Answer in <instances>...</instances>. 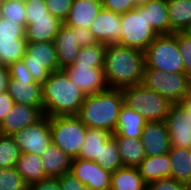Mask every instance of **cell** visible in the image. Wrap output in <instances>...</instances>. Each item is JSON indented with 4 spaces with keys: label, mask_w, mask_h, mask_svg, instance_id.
Wrapping results in <instances>:
<instances>
[{
    "label": "cell",
    "mask_w": 191,
    "mask_h": 190,
    "mask_svg": "<svg viewBox=\"0 0 191 190\" xmlns=\"http://www.w3.org/2000/svg\"><path fill=\"white\" fill-rule=\"evenodd\" d=\"M145 66L144 52L120 44L107 45L104 71L109 88L141 84Z\"/></svg>",
    "instance_id": "1"
},
{
    "label": "cell",
    "mask_w": 191,
    "mask_h": 190,
    "mask_svg": "<svg viewBox=\"0 0 191 190\" xmlns=\"http://www.w3.org/2000/svg\"><path fill=\"white\" fill-rule=\"evenodd\" d=\"M86 94L74 85L63 70L53 72L42 84L44 115H78Z\"/></svg>",
    "instance_id": "2"
},
{
    "label": "cell",
    "mask_w": 191,
    "mask_h": 190,
    "mask_svg": "<svg viewBox=\"0 0 191 190\" xmlns=\"http://www.w3.org/2000/svg\"><path fill=\"white\" fill-rule=\"evenodd\" d=\"M123 104L122 89L108 88L86 95L77 116L87 128H100L114 134Z\"/></svg>",
    "instance_id": "3"
},
{
    "label": "cell",
    "mask_w": 191,
    "mask_h": 190,
    "mask_svg": "<svg viewBox=\"0 0 191 190\" xmlns=\"http://www.w3.org/2000/svg\"><path fill=\"white\" fill-rule=\"evenodd\" d=\"M123 103L148 121H165L173 103L152 89L139 84L122 89Z\"/></svg>",
    "instance_id": "4"
},
{
    "label": "cell",
    "mask_w": 191,
    "mask_h": 190,
    "mask_svg": "<svg viewBox=\"0 0 191 190\" xmlns=\"http://www.w3.org/2000/svg\"><path fill=\"white\" fill-rule=\"evenodd\" d=\"M144 53L145 68L158 69L165 73L185 72L178 47V32L158 35Z\"/></svg>",
    "instance_id": "5"
},
{
    "label": "cell",
    "mask_w": 191,
    "mask_h": 190,
    "mask_svg": "<svg viewBox=\"0 0 191 190\" xmlns=\"http://www.w3.org/2000/svg\"><path fill=\"white\" fill-rule=\"evenodd\" d=\"M158 35L152 23H149L147 11L142 6H136L121 14L120 45L145 52Z\"/></svg>",
    "instance_id": "6"
},
{
    "label": "cell",
    "mask_w": 191,
    "mask_h": 190,
    "mask_svg": "<svg viewBox=\"0 0 191 190\" xmlns=\"http://www.w3.org/2000/svg\"><path fill=\"white\" fill-rule=\"evenodd\" d=\"M52 142L70 158H77L87 133V127L77 115L50 117Z\"/></svg>",
    "instance_id": "7"
},
{
    "label": "cell",
    "mask_w": 191,
    "mask_h": 190,
    "mask_svg": "<svg viewBox=\"0 0 191 190\" xmlns=\"http://www.w3.org/2000/svg\"><path fill=\"white\" fill-rule=\"evenodd\" d=\"M141 84L173 104H179L191 90V78L185 72L165 73L153 68H145Z\"/></svg>",
    "instance_id": "8"
},
{
    "label": "cell",
    "mask_w": 191,
    "mask_h": 190,
    "mask_svg": "<svg viewBox=\"0 0 191 190\" xmlns=\"http://www.w3.org/2000/svg\"><path fill=\"white\" fill-rule=\"evenodd\" d=\"M22 60L34 80L41 85L51 73L60 70L53 42H27Z\"/></svg>",
    "instance_id": "9"
},
{
    "label": "cell",
    "mask_w": 191,
    "mask_h": 190,
    "mask_svg": "<svg viewBox=\"0 0 191 190\" xmlns=\"http://www.w3.org/2000/svg\"><path fill=\"white\" fill-rule=\"evenodd\" d=\"M21 153L42 155L52 142L50 117L44 115L39 121L28 125L12 135Z\"/></svg>",
    "instance_id": "10"
},
{
    "label": "cell",
    "mask_w": 191,
    "mask_h": 190,
    "mask_svg": "<svg viewBox=\"0 0 191 190\" xmlns=\"http://www.w3.org/2000/svg\"><path fill=\"white\" fill-rule=\"evenodd\" d=\"M62 70L86 95L97 94L109 88L104 67L70 65Z\"/></svg>",
    "instance_id": "11"
},
{
    "label": "cell",
    "mask_w": 191,
    "mask_h": 190,
    "mask_svg": "<svg viewBox=\"0 0 191 190\" xmlns=\"http://www.w3.org/2000/svg\"><path fill=\"white\" fill-rule=\"evenodd\" d=\"M70 172L92 190H111L112 173L95 161L72 159Z\"/></svg>",
    "instance_id": "12"
},
{
    "label": "cell",
    "mask_w": 191,
    "mask_h": 190,
    "mask_svg": "<svg viewBox=\"0 0 191 190\" xmlns=\"http://www.w3.org/2000/svg\"><path fill=\"white\" fill-rule=\"evenodd\" d=\"M171 147L191 148V117L179 104H173L165 119Z\"/></svg>",
    "instance_id": "13"
},
{
    "label": "cell",
    "mask_w": 191,
    "mask_h": 190,
    "mask_svg": "<svg viewBox=\"0 0 191 190\" xmlns=\"http://www.w3.org/2000/svg\"><path fill=\"white\" fill-rule=\"evenodd\" d=\"M89 29L98 43L119 44L121 39V14L102 7Z\"/></svg>",
    "instance_id": "14"
},
{
    "label": "cell",
    "mask_w": 191,
    "mask_h": 190,
    "mask_svg": "<svg viewBox=\"0 0 191 190\" xmlns=\"http://www.w3.org/2000/svg\"><path fill=\"white\" fill-rule=\"evenodd\" d=\"M43 116V107L14 104L0 125V134L12 136Z\"/></svg>",
    "instance_id": "15"
},
{
    "label": "cell",
    "mask_w": 191,
    "mask_h": 190,
    "mask_svg": "<svg viewBox=\"0 0 191 190\" xmlns=\"http://www.w3.org/2000/svg\"><path fill=\"white\" fill-rule=\"evenodd\" d=\"M141 141L146 156L167 154L171 150L170 135L165 121L147 122L143 128Z\"/></svg>",
    "instance_id": "16"
},
{
    "label": "cell",
    "mask_w": 191,
    "mask_h": 190,
    "mask_svg": "<svg viewBox=\"0 0 191 190\" xmlns=\"http://www.w3.org/2000/svg\"><path fill=\"white\" fill-rule=\"evenodd\" d=\"M53 43L60 70L72 65L81 48L78 32L63 24L55 36Z\"/></svg>",
    "instance_id": "17"
},
{
    "label": "cell",
    "mask_w": 191,
    "mask_h": 190,
    "mask_svg": "<svg viewBox=\"0 0 191 190\" xmlns=\"http://www.w3.org/2000/svg\"><path fill=\"white\" fill-rule=\"evenodd\" d=\"M7 92L15 104L43 107L42 85L34 79H9Z\"/></svg>",
    "instance_id": "18"
},
{
    "label": "cell",
    "mask_w": 191,
    "mask_h": 190,
    "mask_svg": "<svg viewBox=\"0 0 191 190\" xmlns=\"http://www.w3.org/2000/svg\"><path fill=\"white\" fill-rule=\"evenodd\" d=\"M63 22L56 17L26 18L27 42H53Z\"/></svg>",
    "instance_id": "19"
},
{
    "label": "cell",
    "mask_w": 191,
    "mask_h": 190,
    "mask_svg": "<svg viewBox=\"0 0 191 190\" xmlns=\"http://www.w3.org/2000/svg\"><path fill=\"white\" fill-rule=\"evenodd\" d=\"M102 7L101 0H74L63 24L68 27L90 28Z\"/></svg>",
    "instance_id": "20"
},
{
    "label": "cell",
    "mask_w": 191,
    "mask_h": 190,
    "mask_svg": "<svg viewBox=\"0 0 191 190\" xmlns=\"http://www.w3.org/2000/svg\"><path fill=\"white\" fill-rule=\"evenodd\" d=\"M41 162L46 177H59L70 172L72 158L51 142L41 155Z\"/></svg>",
    "instance_id": "21"
},
{
    "label": "cell",
    "mask_w": 191,
    "mask_h": 190,
    "mask_svg": "<svg viewBox=\"0 0 191 190\" xmlns=\"http://www.w3.org/2000/svg\"><path fill=\"white\" fill-rule=\"evenodd\" d=\"M147 122L139 112L123 104L119 111L114 134L139 139Z\"/></svg>",
    "instance_id": "22"
},
{
    "label": "cell",
    "mask_w": 191,
    "mask_h": 190,
    "mask_svg": "<svg viewBox=\"0 0 191 190\" xmlns=\"http://www.w3.org/2000/svg\"><path fill=\"white\" fill-rule=\"evenodd\" d=\"M171 162L169 154L156 156H146V158L137 167L143 181L150 182L163 178H170Z\"/></svg>",
    "instance_id": "23"
},
{
    "label": "cell",
    "mask_w": 191,
    "mask_h": 190,
    "mask_svg": "<svg viewBox=\"0 0 191 190\" xmlns=\"http://www.w3.org/2000/svg\"><path fill=\"white\" fill-rule=\"evenodd\" d=\"M112 136L118 144L120 157L124 167H138L146 158L141 138L135 139L122 137L118 134H112Z\"/></svg>",
    "instance_id": "24"
},
{
    "label": "cell",
    "mask_w": 191,
    "mask_h": 190,
    "mask_svg": "<svg viewBox=\"0 0 191 190\" xmlns=\"http://www.w3.org/2000/svg\"><path fill=\"white\" fill-rule=\"evenodd\" d=\"M141 6L147 11L148 21L159 35L172 34L167 0H148Z\"/></svg>",
    "instance_id": "25"
},
{
    "label": "cell",
    "mask_w": 191,
    "mask_h": 190,
    "mask_svg": "<svg viewBox=\"0 0 191 190\" xmlns=\"http://www.w3.org/2000/svg\"><path fill=\"white\" fill-rule=\"evenodd\" d=\"M171 162L170 178L191 186V158L189 149L171 147L169 151Z\"/></svg>",
    "instance_id": "26"
},
{
    "label": "cell",
    "mask_w": 191,
    "mask_h": 190,
    "mask_svg": "<svg viewBox=\"0 0 191 190\" xmlns=\"http://www.w3.org/2000/svg\"><path fill=\"white\" fill-rule=\"evenodd\" d=\"M15 168L28 186L47 178L37 154L21 153Z\"/></svg>",
    "instance_id": "27"
},
{
    "label": "cell",
    "mask_w": 191,
    "mask_h": 190,
    "mask_svg": "<svg viewBox=\"0 0 191 190\" xmlns=\"http://www.w3.org/2000/svg\"><path fill=\"white\" fill-rule=\"evenodd\" d=\"M112 136L107 130L100 128H87L84 144L77 158L96 161L100 158L102 145Z\"/></svg>",
    "instance_id": "28"
},
{
    "label": "cell",
    "mask_w": 191,
    "mask_h": 190,
    "mask_svg": "<svg viewBox=\"0 0 191 190\" xmlns=\"http://www.w3.org/2000/svg\"><path fill=\"white\" fill-rule=\"evenodd\" d=\"M111 190H146L137 167H121L112 173Z\"/></svg>",
    "instance_id": "29"
},
{
    "label": "cell",
    "mask_w": 191,
    "mask_h": 190,
    "mask_svg": "<svg viewBox=\"0 0 191 190\" xmlns=\"http://www.w3.org/2000/svg\"><path fill=\"white\" fill-rule=\"evenodd\" d=\"M172 34L183 32L191 25V0H167Z\"/></svg>",
    "instance_id": "30"
},
{
    "label": "cell",
    "mask_w": 191,
    "mask_h": 190,
    "mask_svg": "<svg viewBox=\"0 0 191 190\" xmlns=\"http://www.w3.org/2000/svg\"><path fill=\"white\" fill-rule=\"evenodd\" d=\"M26 38H0V64L10 66L26 53Z\"/></svg>",
    "instance_id": "31"
},
{
    "label": "cell",
    "mask_w": 191,
    "mask_h": 190,
    "mask_svg": "<svg viewBox=\"0 0 191 190\" xmlns=\"http://www.w3.org/2000/svg\"><path fill=\"white\" fill-rule=\"evenodd\" d=\"M106 44L97 43L81 47L72 66L104 67Z\"/></svg>",
    "instance_id": "32"
},
{
    "label": "cell",
    "mask_w": 191,
    "mask_h": 190,
    "mask_svg": "<svg viewBox=\"0 0 191 190\" xmlns=\"http://www.w3.org/2000/svg\"><path fill=\"white\" fill-rule=\"evenodd\" d=\"M95 162L111 173L123 167L119 147L113 136L102 145L100 158H97Z\"/></svg>",
    "instance_id": "33"
},
{
    "label": "cell",
    "mask_w": 191,
    "mask_h": 190,
    "mask_svg": "<svg viewBox=\"0 0 191 190\" xmlns=\"http://www.w3.org/2000/svg\"><path fill=\"white\" fill-rule=\"evenodd\" d=\"M21 155L12 136L0 134V168L15 167Z\"/></svg>",
    "instance_id": "34"
},
{
    "label": "cell",
    "mask_w": 191,
    "mask_h": 190,
    "mask_svg": "<svg viewBox=\"0 0 191 190\" xmlns=\"http://www.w3.org/2000/svg\"><path fill=\"white\" fill-rule=\"evenodd\" d=\"M25 3L18 0H0V17L26 28Z\"/></svg>",
    "instance_id": "35"
},
{
    "label": "cell",
    "mask_w": 191,
    "mask_h": 190,
    "mask_svg": "<svg viewBox=\"0 0 191 190\" xmlns=\"http://www.w3.org/2000/svg\"><path fill=\"white\" fill-rule=\"evenodd\" d=\"M28 185L15 167L0 168V190H25Z\"/></svg>",
    "instance_id": "36"
},
{
    "label": "cell",
    "mask_w": 191,
    "mask_h": 190,
    "mask_svg": "<svg viewBox=\"0 0 191 190\" xmlns=\"http://www.w3.org/2000/svg\"><path fill=\"white\" fill-rule=\"evenodd\" d=\"M48 11L62 22L68 16L74 0H45Z\"/></svg>",
    "instance_id": "37"
},
{
    "label": "cell",
    "mask_w": 191,
    "mask_h": 190,
    "mask_svg": "<svg viewBox=\"0 0 191 190\" xmlns=\"http://www.w3.org/2000/svg\"><path fill=\"white\" fill-rule=\"evenodd\" d=\"M0 38H25V28L0 17Z\"/></svg>",
    "instance_id": "38"
},
{
    "label": "cell",
    "mask_w": 191,
    "mask_h": 190,
    "mask_svg": "<svg viewBox=\"0 0 191 190\" xmlns=\"http://www.w3.org/2000/svg\"><path fill=\"white\" fill-rule=\"evenodd\" d=\"M26 18L54 17L47 9L45 0H27Z\"/></svg>",
    "instance_id": "39"
},
{
    "label": "cell",
    "mask_w": 191,
    "mask_h": 190,
    "mask_svg": "<svg viewBox=\"0 0 191 190\" xmlns=\"http://www.w3.org/2000/svg\"><path fill=\"white\" fill-rule=\"evenodd\" d=\"M178 47L180 54L183 57L185 73L191 78V38L183 32H178Z\"/></svg>",
    "instance_id": "40"
},
{
    "label": "cell",
    "mask_w": 191,
    "mask_h": 190,
    "mask_svg": "<svg viewBox=\"0 0 191 190\" xmlns=\"http://www.w3.org/2000/svg\"><path fill=\"white\" fill-rule=\"evenodd\" d=\"M146 190H189V186L173 178H163L146 184Z\"/></svg>",
    "instance_id": "41"
},
{
    "label": "cell",
    "mask_w": 191,
    "mask_h": 190,
    "mask_svg": "<svg viewBox=\"0 0 191 190\" xmlns=\"http://www.w3.org/2000/svg\"><path fill=\"white\" fill-rule=\"evenodd\" d=\"M61 190H92L84 185L76 176L71 172L64 173L58 177Z\"/></svg>",
    "instance_id": "42"
},
{
    "label": "cell",
    "mask_w": 191,
    "mask_h": 190,
    "mask_svg": "<svg viewBox=\"0 0 191 190\" xmlns=\"http://www.w3.org/2000/svg\"><path fill=\"white\" fill-rule=\"evenodd\" d=\"M101 3L103 8L118 14H123L136 7L134 0H101Z\"/></svg>",
    "instance_id": "43"
},
{
    "label": "cell",
    "mask_w": 191,
    "mask_h": 190,
    "mask_svg": "<svg viewBox=\"0 0 191 190\" xmlns=\"http://www.w3.org/2000/svg\"><path fill=\"white\" fill-rule=\"evenodd\" d=\"M8 68L10 79H34L23 60L12 63Z\"/></svg>",
    "instance_id": "44"
},
{
    "label": "cell",
    "mask_w": 191,
    "mask_h": 190,
    "mask_svg": "<svg viewBox=\"0 0 191 190\" xmlns=\"http://www.w3.org/2000/svg\"><path fill=\"white\" fill-rule=\"evenodd\" d=\"M30 190H61L58 177H47L28 186Z\"/></svg>",
    "instance_id": "45"
},
{
    "label": "cell",
    "mask_w": 191,
    "mask_h": 190,
    "mask_svg": "<svg viewBox=\"0 0 191 190\" xmlns=\"http://www.w3.org/2000/svg\"><path fill=\"white\" fill-rule=\"evenodd\" d=\"M75 32H78L79 45L80 47H86L92 44H97L98 41L92 34L89 28L81 27H71Z\"/></svg>",
    "instance_id": "46"
},
{
    "label": "cell",
    "mask_w": 191,
    "mask_h": 190,
    "mask_svg": "<svg viewBox=\"0 0 191 190\" xmlns=\"http://www.w3.org/2000/svg\"><path fill=\"white\" fill-rule=\"evenodd\" d=\"M15 102L13 98L6 91L4 93H0V125L4 121L5 116L14 106Z\"/></svg>",
    "instance_id": "47"
},
{
    "label": "cell",
    "mask_w": 191,
    "mask_h": 190,
    "mask_svg": "<svg viewBox=\"0 0 191 190\" xmlns=\"http://www.w3.org/2000/svg\"><path fill=\"white\" fill-rule=\"evenodd\" d=\"M9 79V68L0 64V93L7 91Z\"/></svg>",
    "instance_id": "48"
},
{
    "label": "cell",
    "mask_w": 191,
    "mask_h": 190,
    "mask_svg": "<svg viewBox=\"0 0 191 190\" xmlns=\"http://www.w3.org/2000/svg\"><path fill=\"white\" fill-rule=\"evenodd\" d=\"M179 105L182 106L187 113H190L191 117V90L184 96Z\"/></svg>",
    "instance_id": "49"
},
{
    "label": "cell",
    "mask_w": 191,
    "mask_h": 190,
    "mask_svg": "<svg viewBox=\"0 0 191 190\" xmlns=\"http://www.w3.org/2000/svg\"><path fill=\"white\" fill-rule=\"evenodd\" d=\"M183 33L185 35H187L189 38H191V25H189L184 31Z\"/></svg>",
    "instance_id": "50"
},
{
    "label": "cell",
    "mask_w": 191,
    "mask_h": 190,
    "mask_svg": "<svg viewBox=\"0 0 191 190\" xmlns=\"http://www.w3.org/2000/svg\"><path fill=\"white\" fill-rule=\"evenodd\" d=\"M147 1L148 0H134V5L135 6H141V5H143Z\"/></svg>",
    "instance_id": "51"
},
{
    "label": "cell",
    "mask_w": 191,
    "mask_h": 190,
    "mask_svg": "<svg viewBox=\"0 0 191 190\" xmlns=\"http://www.w3.org/2000/svg\"><path fill=\"white\" fill-rule=\"evenodd\" d=\"M18 1H20V2H24V3H26V2H27V0H18Z\"/></svg>",
    "instance_id": "52"
}]
</instances>
